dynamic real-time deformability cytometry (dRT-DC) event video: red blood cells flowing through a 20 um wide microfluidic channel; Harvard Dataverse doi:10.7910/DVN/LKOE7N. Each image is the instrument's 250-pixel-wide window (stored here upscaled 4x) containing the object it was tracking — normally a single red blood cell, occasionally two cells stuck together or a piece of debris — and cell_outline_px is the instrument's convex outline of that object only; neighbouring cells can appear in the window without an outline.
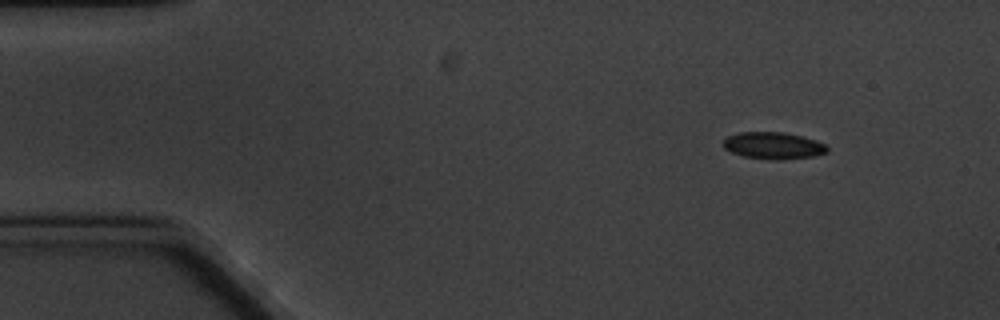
{"species": "common noctule bat (a hibernating species)", "species_latin": "Nyctalus noctula", "temperature_condition": "cold", "stored_images_in_passage": 4, "camera_frame_rate_fps": 3000, "um_per_image_px": 0.085, "animal": {"sex": "male", "body_mass_g": 20.1, "forearm_length_mm": 53.5}, "frame": {"image": 1, "passage_image": 1, "time_ms": 0.0, "image_size_px": [1000, 320], "cell_outline_px": [[828, 152], [812, 156], [744, 156], [732, 152], [724, 148], [720, 144], [728, 136], [740, 132], [784, 132], [804, 136], [816, 140], [824, 144], [828, 148]], "centroid_in_image_um": [65.7, 12.29], "position_along_channel_um": 19.3, "area_um2": 15.26}}
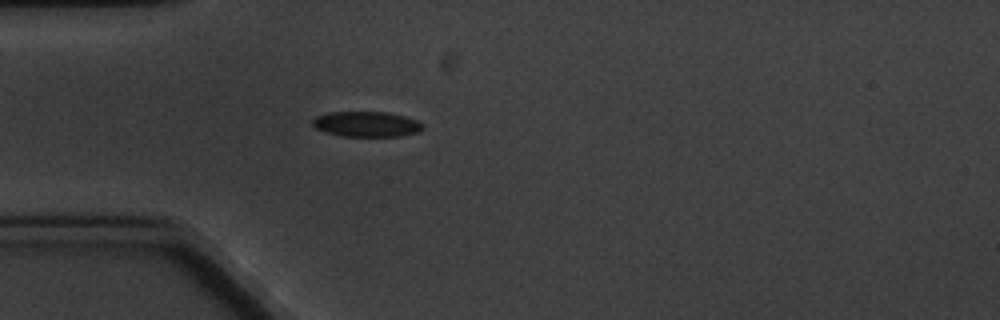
{"frame": {"image": 2, "passage_image": 4, "time_ms": 3.333, "image_size_px": [1000, 320], "cell_outline_px": [[424, 128], [416, 132], [400, 136], [340, 136], [324, 132], [316, 128], [312, 124], [312, 120], [316, 116], [328, 112], [388, 112], [404, 116], [416, 120]], "centroid_in_image_um": [31.1, 10.55], "position_along_channel_um": 53.9, "area_um2": 16.18}}